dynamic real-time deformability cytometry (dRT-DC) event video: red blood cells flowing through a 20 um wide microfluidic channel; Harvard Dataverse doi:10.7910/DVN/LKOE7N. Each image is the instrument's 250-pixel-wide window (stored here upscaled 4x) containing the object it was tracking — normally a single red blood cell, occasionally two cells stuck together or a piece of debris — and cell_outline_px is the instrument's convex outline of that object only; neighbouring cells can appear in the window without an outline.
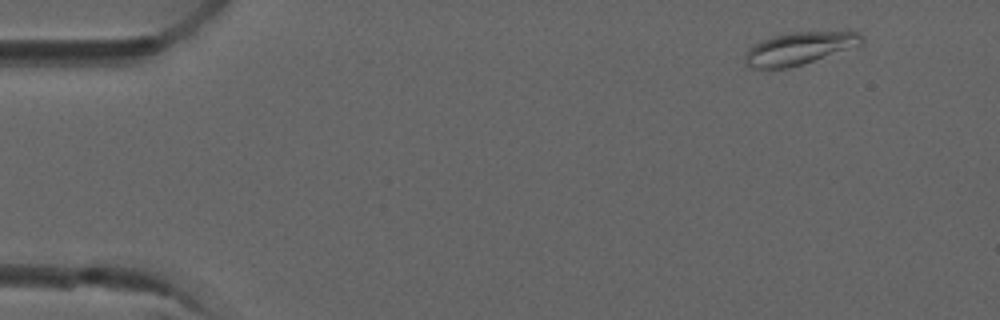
{"species": "common noctule bat (a hibernating species)", "species_latin": "Nyctalus noctula", "temperature_condition": "room temperature", "stored_images_in_passage": 5, "camera_frame_rate_fps": 3000, "um_per_image_px": 0.085, "animal": {"sex": "male", "forearm_length_mm": 52.5}, "frame": {"image": 1, "passage_image": 1, "time_ms": 0.0, "image_size_px": [1000, 320], "cell_outline_px": [[864, 44], [804, 64], [788, 68], [748, 68], [744, 64], [744, 52], [752, 44], [772, 36], [792, 32], [856, 32], [864, 36]], "centroid_in_image_um": [67.89, 4.13], "position_along_channel_um": 17.1, "area_um2": 22.37}}